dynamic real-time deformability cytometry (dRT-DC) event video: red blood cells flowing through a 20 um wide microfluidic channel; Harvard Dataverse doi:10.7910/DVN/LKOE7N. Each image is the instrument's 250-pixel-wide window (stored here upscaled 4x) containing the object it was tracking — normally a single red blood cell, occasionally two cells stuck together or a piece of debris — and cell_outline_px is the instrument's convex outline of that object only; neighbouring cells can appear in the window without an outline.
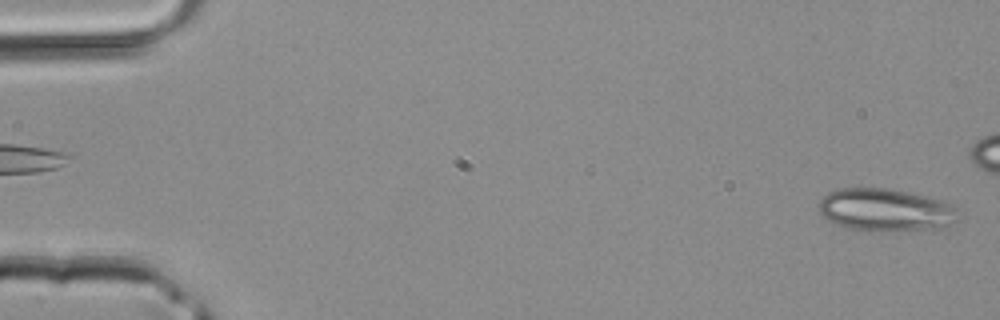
{"species": "common noctule bat (a hibernating species)", "species_latin": "Nyctalus noctula", "temperature_condition": "room temperature", "stored_images_in_passage": 37, "camera_frame_rate_fps": 3000, "um_per_image_px": 0.085, "animal": {"sex": "male", "body_mass_g": 20.4}, "frame": {"image": 1, "passage_image": 1, "time_ms": 0.0, "image_size_px": [1000, 320], "cell_outline_px": [[956, 220], [952, 224], [940, 228], [852, 228], [836, 224], [828, 220], [820, 212], [820, 200], [828, 192], [836, 188], [888, 188], [928, 196], [944, 200], [952, 208]], "centroid_in_image_um": [75.22, 17.77], "position_along_channel_um": 9.8, "area_um2": 33.12}}
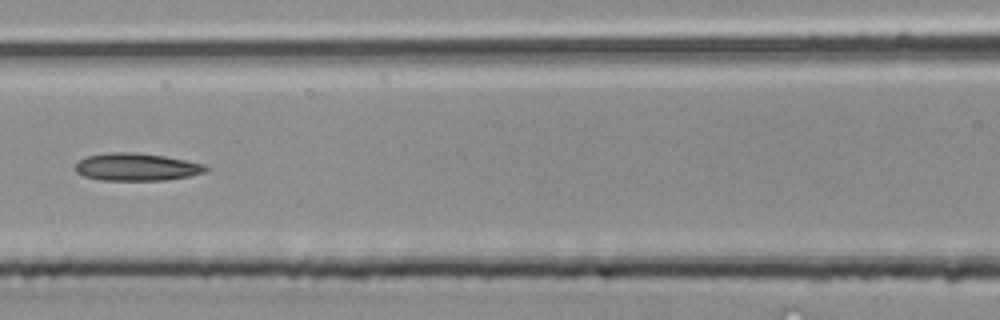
{"frame": {"image": 2, "passage_image": 19, "time_ms": 6.0, "image_size_px": [1000, 320], "cell_outline_px": [[208, 168], [204, 172], [188, 176], [164, 180], [100, 180], [84, 176], [76, 172], [76, 164], [80, 160], [88, 156], [108, 152], [136, 152], [164, 156], [204, 164]], "centroid_in_image_um": [11.58, 14.19], "position_along_channel_um": 155.0, "area_um2": 20.75}}
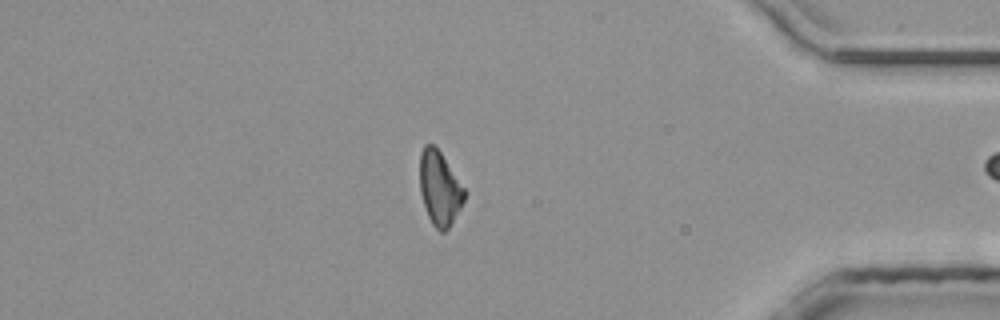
{"frame": {"image": 3, "passage_image": 36, "time_ms": 11.667, "image_size_px": [1000, 320], "cell_outline_px": [[464, 200], [460, 208], [448, 228], [444, 232], [440, 232], [432, 224], [428, 216], [420, 192], [420, 152], [424, 144], [432, 144], [440, 152], [464, 188]], "centroid_in_image_um": [37.34, 16.0], "position_along_channel_um": 397.9, "area_um2": 18.84}}